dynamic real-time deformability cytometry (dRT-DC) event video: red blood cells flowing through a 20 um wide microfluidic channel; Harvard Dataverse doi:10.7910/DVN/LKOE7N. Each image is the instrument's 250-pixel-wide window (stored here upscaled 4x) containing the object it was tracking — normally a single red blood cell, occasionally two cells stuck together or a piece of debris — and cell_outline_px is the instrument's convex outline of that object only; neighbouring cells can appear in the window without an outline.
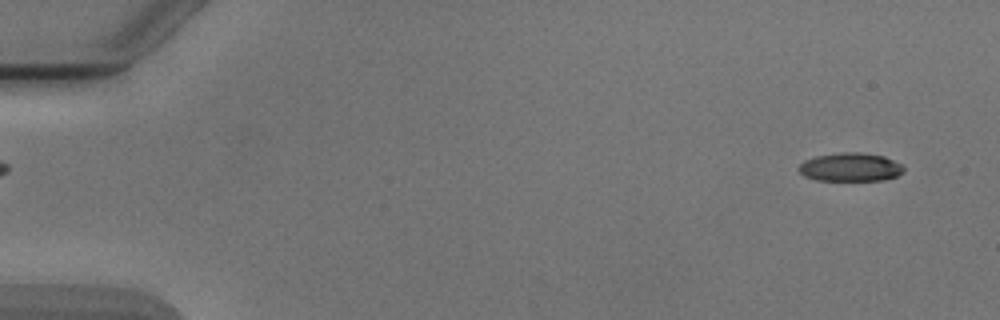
{"species": "Egyptian fruit bat (a non-hibernating species)", "species_latin": "Rousettus aegyptiacus", "temperature_condition": "cold", "stored_images_in_passage": 6, "segment_of_instrument_passage": [2, 2], "camera_frame_rate_fps": 3000, "um_per_image_px": 0.085, "animal": {"sex": "male"}, "frame": {"image": 1, "passage_image": 6, "time_ms": 6.667, "image_size_px": [1000, 320], "cell_outline_px": [[904, 172], [896, 176], [884, 180], [816, 180], [804, 176], [796, 168], [804, 160], [816, 156], [840, 152], [860, 152], [884, 156], [904, 164]], "centroid_in_image_um": [72.29, 14.2], "position_along_channel_um": 12.7, "area_um2": 17.63}}